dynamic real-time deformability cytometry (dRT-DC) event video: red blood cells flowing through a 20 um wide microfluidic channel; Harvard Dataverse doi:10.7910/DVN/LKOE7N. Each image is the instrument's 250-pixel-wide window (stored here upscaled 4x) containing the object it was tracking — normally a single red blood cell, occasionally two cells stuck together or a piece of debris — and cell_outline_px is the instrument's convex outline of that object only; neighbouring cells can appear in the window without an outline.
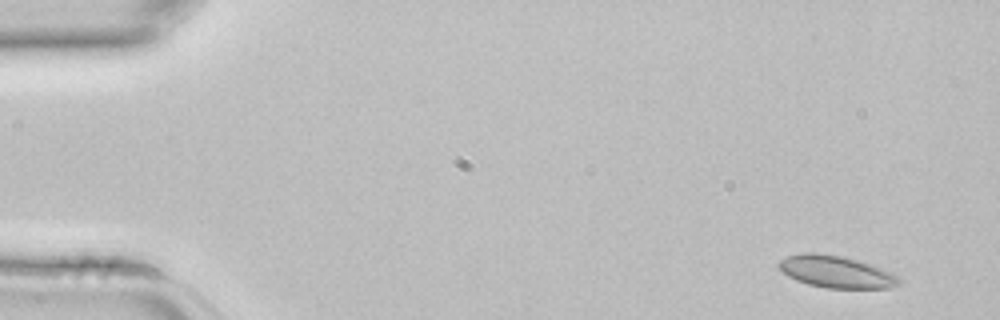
{"species": "common noctule bat (a hibernating species)", "species_latin": "Nyctalus noctula", "temperature_condition": "room temperature", "stored_images_in_passage": 4, "camera_frame_rate_fps": 3000, "um_per_image_px": 0.085, "animal": {"sex": "female", "body_mass_g": 22.7, "forearm_length_mm": 54.2}, "frame": {"image": 1, "passage_image": 1, "time_ms": 0.0, "image_size_px": [1000, 320], "cell_outline_px": [[900, 284], [888, 288], [824, 288], [808, 284], [796, 280], [788, 276], [776, 264], [780, 260], [788, 256], [800, 252], [816, 252], [840, 256], [856, 260], [880, 268], [896, 276], [900, 280]], "centroid_in_image_um": [71.01, 23.1], "position_along_channel_um": 14.0, "area_um2": 22.2}}
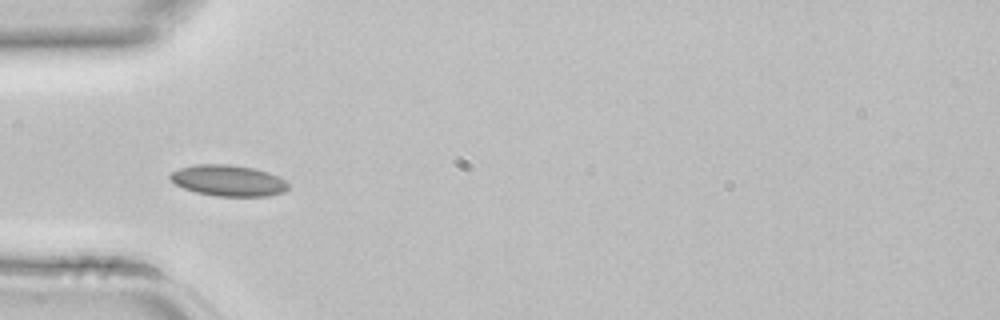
{"frame": {"image": 2, "passage_image": 4, "time_ms": 1.0, "image_size_px": [1000, 320], "cell_outline_px": [[288, 188], [284, 192], [268, 196], [216, 196], [196, 192], [184, 188], [176, 184], [168, 176], [172, 172], [180, 168], [196, 164], [228, 164], [252, 168], [268, 172], [284, 180], [288, 184]], "centroid_in_image_um": [19.4, 15.35], "position_along_channel_um": 65.6, "area_um2": 21.21}}